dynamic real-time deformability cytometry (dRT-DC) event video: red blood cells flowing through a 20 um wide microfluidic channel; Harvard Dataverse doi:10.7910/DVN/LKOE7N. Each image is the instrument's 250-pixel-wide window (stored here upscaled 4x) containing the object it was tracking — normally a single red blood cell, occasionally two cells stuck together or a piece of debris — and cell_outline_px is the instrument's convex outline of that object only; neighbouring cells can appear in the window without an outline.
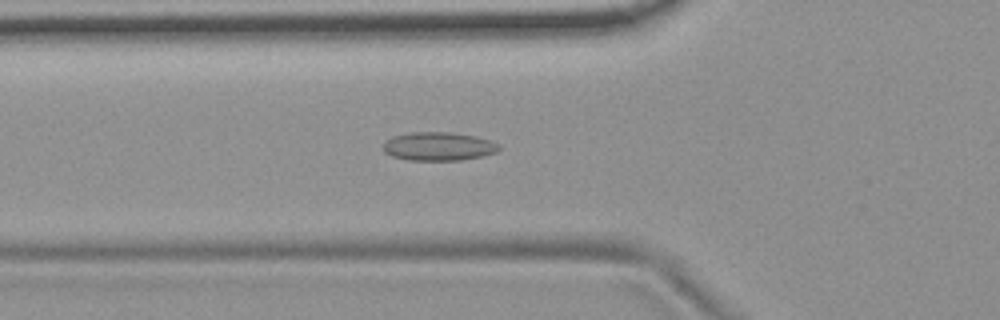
{"species": "common noctule bat (a hibernating species)", "species_latin": "Nyctalus noctula", "temperature_condition": "room temperature", "stored_images_in_passage": 53, "camera_frame_rate_fps": 3000, "um_per_image_px": 0.085, "animal": {"sex": "female", "body_mass_g": 19.9}, "frame": {"image": 1, "passage_image": 18, "time_ms": 5.667, "image_size_px": [1000, 320], "cell_outline_px": [[500, 148], [496, 152], [484, 156], [460, 160], [408, 160], [392, 156], [384, 152], [384, 140], [392, 136], [408, 132], [452, 132], [476, 136], [500, 144]], "centroid_in_image_um": [37.26, 12.43], "position_along_channel_um": 88.5, "area_um2": 19.42}}
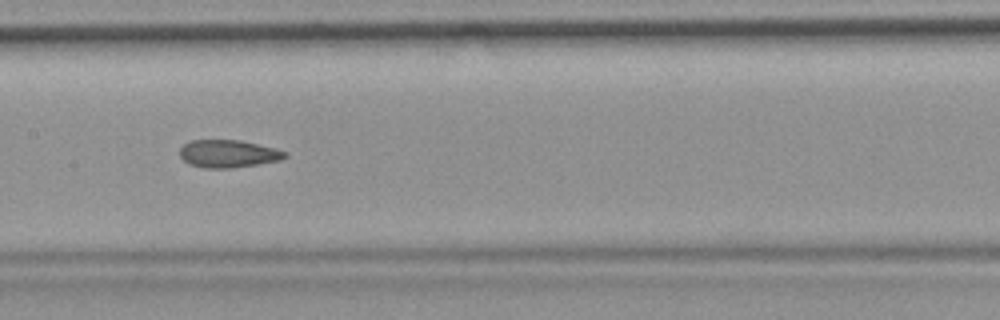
{"frame": {"image": 2, "passage_image": 26, "time_ms": 8.333, "image_size_px": [1000, 320], "cell_outline_px": [[288, 156], [280, 160], [232, 168], [204, 168], [188, 164], [180, 156], [180, 148], [184, 144], [192, 140], [240, 140], [276, 148], [288, 152]], "centroid_in_image_um": [19.41, 13.06], "position_along_channel_um": 188.0, "area_um2": 16.99}}
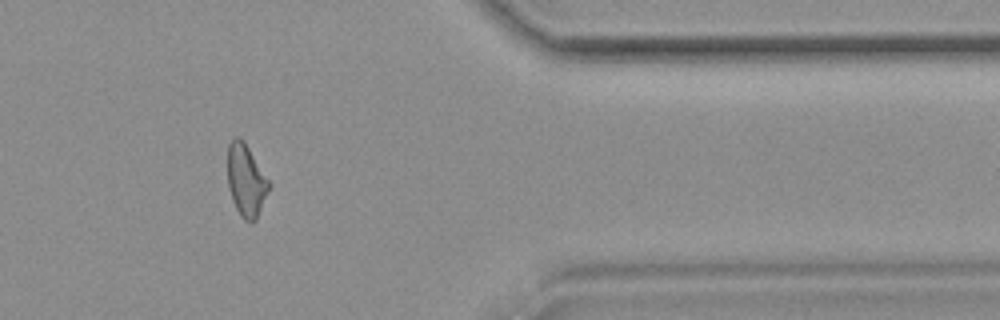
{"frame": {"image": 3, "passage_image": 44, "time_ms": 14.333, "image_size_px": [1000, 320], "cell_outline_px": [[272, 184], [256, 220], [252, 224], [244, 220], [240, 216], [232, 200], [228, 188], [228, 144], [236, 136], [240, 136], [244, 140]], "centroid_in_image_um": [20.93, 15.34], "position_along_channel_um": 390.5, "area_um2": 17.74}, "authors_computed_cell_mechanics": {"area_um2": 17.8602, "velocity_mm_per_s": 3.7187, "shape_relaxation_time_tau1_ms": null, "shape_relaxation_time_tau2_ms": 2.4455, "deformation_change_tau1": null, "deformation_change_tau2": 0.1021}}